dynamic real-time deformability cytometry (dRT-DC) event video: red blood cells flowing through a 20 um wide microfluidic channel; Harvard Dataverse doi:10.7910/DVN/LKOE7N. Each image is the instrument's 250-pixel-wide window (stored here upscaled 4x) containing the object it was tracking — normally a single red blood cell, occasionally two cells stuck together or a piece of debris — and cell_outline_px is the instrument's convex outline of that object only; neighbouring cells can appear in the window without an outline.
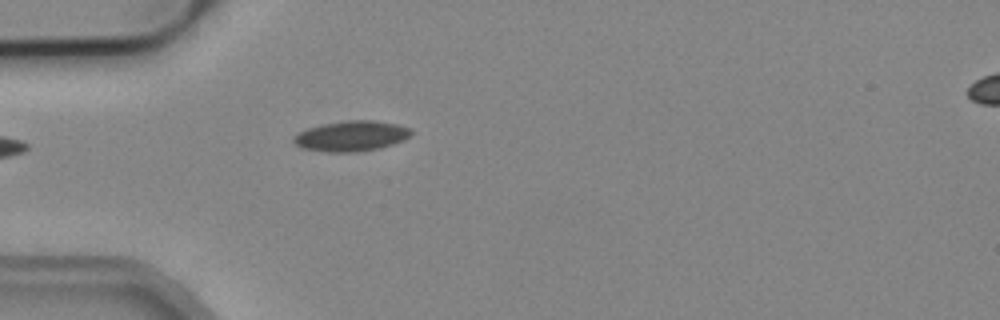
{"species": "common noctule bat (a hibernating species)", "species_latin": "Nyctalus noctula", "temperature_condition": "cold", "stored_images_in_passage": 1, "camera_frame_rate_fps": 3000, "um_per_image_px": 0.085, "animal": {"sex": "male", "body_mass_g": 19.2, "forearm_length_mm": 51.8}, "frame": {"image": 1, "passage_image": 1, "time_ms": 0.0, "image_size_px": [1000, 320], "cell_outline_px": [[412, 132], [408, 136], [392, 144], [376, 148], [352, 152], [328, 152], [304, 148], [296, 144], [292, 140], [292, 136], [308, 128], [324, 124], [348, 120], [376, 120], [396, 124], [412, 128]], "centroid_in_image_um": [29.84, 11.55], "position_along_channel_um": 55.2, "area_um2": 20.4}}